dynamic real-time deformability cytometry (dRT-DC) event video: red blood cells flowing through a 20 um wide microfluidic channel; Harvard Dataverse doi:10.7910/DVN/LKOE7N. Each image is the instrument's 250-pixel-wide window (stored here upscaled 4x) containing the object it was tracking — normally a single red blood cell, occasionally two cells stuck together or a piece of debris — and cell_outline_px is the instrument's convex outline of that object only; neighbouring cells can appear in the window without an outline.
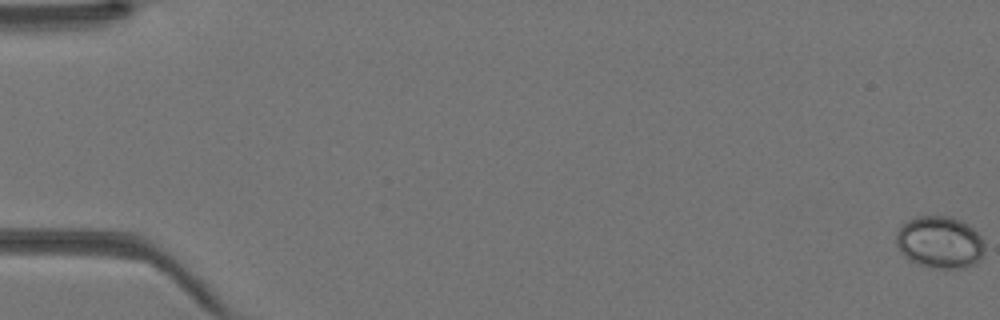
{"species": "Egyptian fruit bat (a non-hibernating species)", "species_latin": "Rousettus aegyptiacus", "temperature_condition": "warm", "stored_images_in_passage": 45, "camera_frame_rate_fps": 3000, "um_per_image_px": 0.085, "animal": {"sex": "female"}, "frame": {"image": 1, "passage_image": 1, "time_ms": 0.0, "image_size_px": [1000, 320], "cell_outline_px": [[984, 252], [976, 264], [964, 268], [928, 268], [916, 264], [908, 260], [900, 252], [896, 244], [896, 232], [900, 224], [916, 216], [948, 216], [960, 220], [972, 228], [984, 240]], "centroid_in_image_um": [79.85, 20.61], "position_along_channel_um": 5.2, "area_um2": 27.28}}
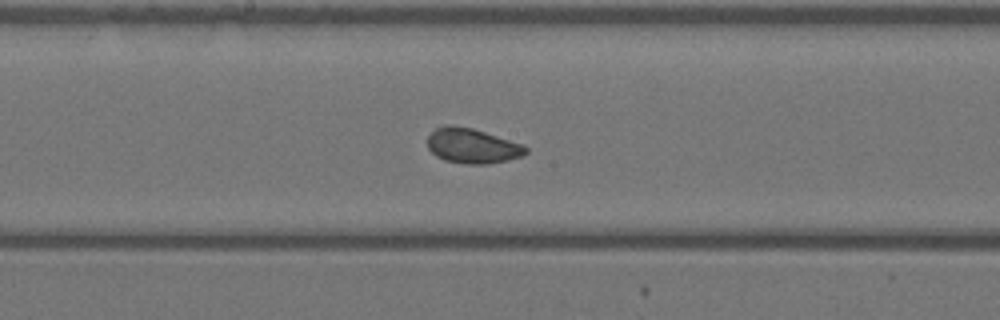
{"frame": {"image": 2, "passage_image": 25, "time_ms": 8.0, "image_size_px": [1000, 320], "cell_outline_px": [[528, 152], [520, 156], [508, 160], [488, 164], [468, 164], [444, 160], [436, 156], [428, 148], [428, 136], [436, 128], [444, 124], [448, 124], [472, 128], [524, 144], [528, 148]], "centroid_in_image_um": [40.15, 12.39], "position_along_channel_um": 208.1, "area_um2": 20.06}}
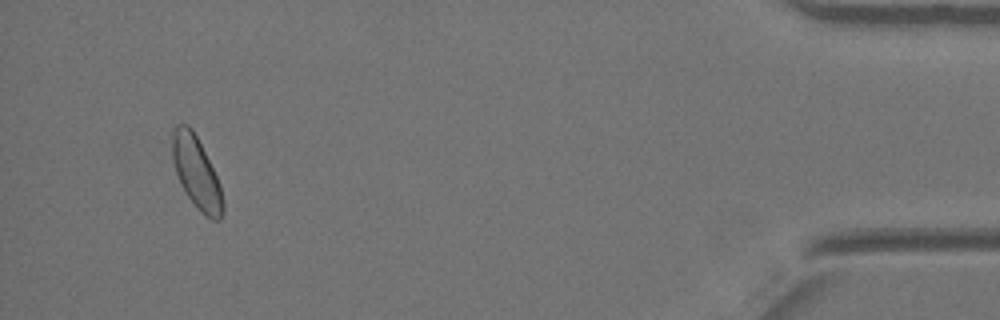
{"frame": {"image": 3, "passage_image": 43, "time_ms": 14.0, "image_size_px": [1000, 320], "cell_outline_px": [[224, 212], [220, 220], [212, 220], [204, 216], [196, 208], [180, 184], [172, 160], [172, 128], [176, 124], [188, 124], [192, 128], [220, 184], [224, 200]], "centroid_in_image_um": [16.69, 14.7], "position_along_channel_um": 418.5, "area_um2": 21.27}}